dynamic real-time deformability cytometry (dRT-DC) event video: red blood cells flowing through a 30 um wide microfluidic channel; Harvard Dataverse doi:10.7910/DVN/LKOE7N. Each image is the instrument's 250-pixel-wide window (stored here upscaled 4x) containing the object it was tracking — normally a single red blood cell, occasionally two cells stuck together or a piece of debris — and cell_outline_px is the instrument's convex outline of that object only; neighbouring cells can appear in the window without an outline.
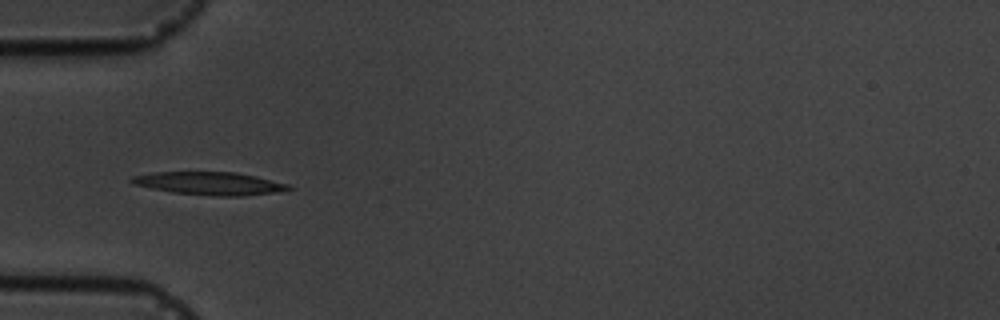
{"species": "common noctule bat (a hibernating species)", "species_latin": "Nyctalus noctula", "temperature_condition": "cold", "stored_images_in_passage": 11, "camera_frame_rate_fps": 3000, "um_per_image_px": 0.085, "animal": {"sex": "male", "body_mass_g": 19.5, "forearm_length_mm": 54.6}, "frame": {"image": 1, "passage_image": 5, "time_ms": 4.667, "image_size_px": [1000, 320], "cell_outline_px": [[292, 188], [288, 192], [244, 196], [216, 196], [172, 192], [132, 184], [128, 180], [132, 176], [156, 172], [236, 172], [256, 176], [288, 184]], "centroid_in_image_um": [17.89, 15.6], "position_along_channel_um": 67.1, "area_um2": 21.21}}
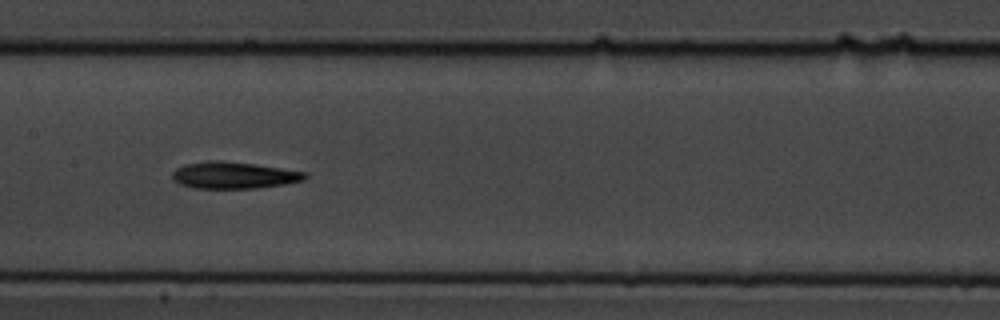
{"frame": {"image": 2, "passage_image": 8, "time_ms": 8.0, "image_size_px": [1000, 320], "cell_outline_px": [[308, 176], [304, 180], [284, 184], [256, 188], [196, 188], [180, 184], [172, 180], [172, 172], [176, 168], [184, 164], [208, 160], [220, 160], [252, 164], [280, 168], [304, 172]], "centroid_in_image_um": [19.82, 14.89], "position_along_channel_um": 187.6, "area_um2": 20.58}}
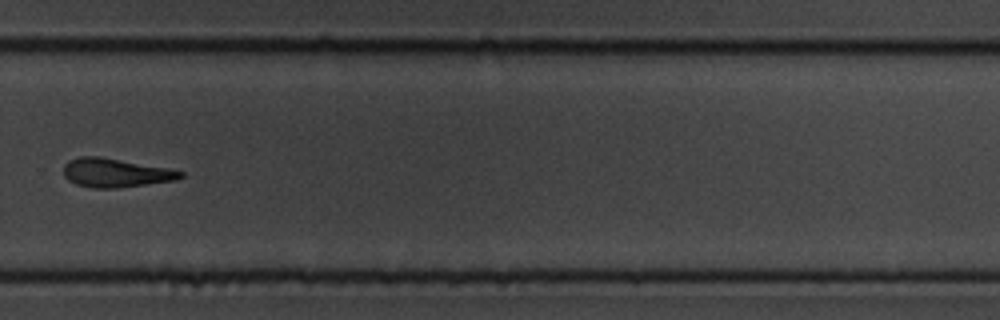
{"frame": {"image": 3, "passage_image": 11, "time_ms": 11.667, "image_size_px": [1000, 320], "cell_outline_px": [[184, 176], [176, 180], [148, 184], [116, 188], [92, 188], [76, 184], [68, 180], [64, 176], [64, 164], [68, 160], [80, 156], [100, 156], [168, 168], [184, 172]], "centroid_in_image_um": [9.81, 14.68], "position_along_channel_um": 320.0, "area_um2": 19.71}}